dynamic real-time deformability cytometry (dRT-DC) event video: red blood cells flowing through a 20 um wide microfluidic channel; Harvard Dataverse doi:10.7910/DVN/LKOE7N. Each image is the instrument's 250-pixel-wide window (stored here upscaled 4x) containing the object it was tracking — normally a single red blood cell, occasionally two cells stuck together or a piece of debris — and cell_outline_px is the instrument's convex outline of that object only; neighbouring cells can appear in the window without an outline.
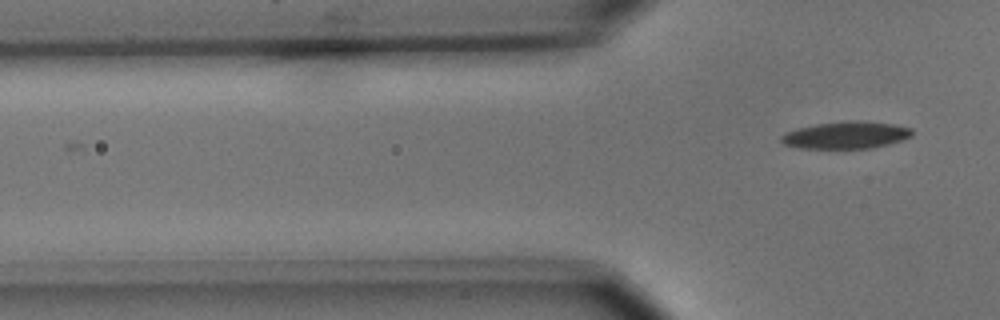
{"species": "common noctule bat (a hibernating species)", "species_latin": "Nyctalus noctula", "temperature_condition": "cold", "stored_images_in_passage": 2, "camera_frame_rate_fps": 3000, "um_per_image_px": 0.085, "animal": {"sex": "male", "body_mass_g": 15.6}, "frame": {"image": 1, "passage_image": 2, "time_ms": 1.0, "image_size_px": [1000, 320], "cell_outline_px": [[912, 136], [888, 144], [872, 148], [800, 148], [784, 144], [780, 140], [780, 136], [784, 132], [796, 128], [816, 124], [844, 120], [856, 120], [892, 124], [912, 128]], "centroid_in_image_um": [71.87, 11.47], "position_along_channel_um": 53.9, "area_um2": 20.75}}